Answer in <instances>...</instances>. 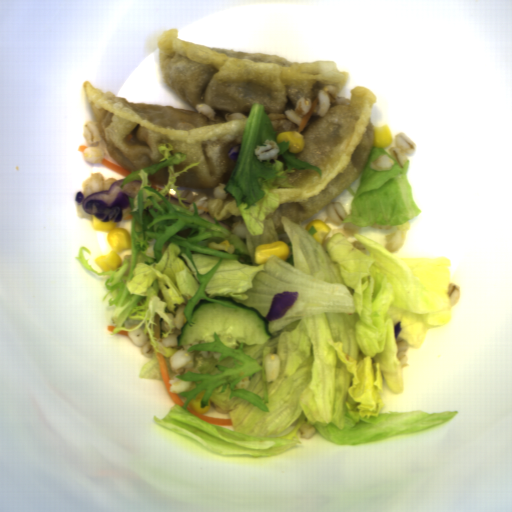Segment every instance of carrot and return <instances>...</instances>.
<instances>
[{
    "label": "carrot",
    "instance_id": "obj_1",
    "mask_svg": "<svg viewBox=\"0 0 512 512\" xmlns=\"http://www.w3.org/2000/svg\"><path fill=\"white\" fill-rule=\"evenodd\" d=\"M156 356H157L158 363H159V366H160V370H161V374H162L164 385L166 387V390H167L171 400L173 402H175L178 406L182 407L185 402L181 399V397L179 395H177L176 393L170 392V387H172V386H171L169 380H171V379H170V376H169L166 360H165L163 354L159 353V352H156Z\"/></svg>",
    "mask_w": 512,
    "mask_h": 512
},
{
    "label": "carrot",
    "instance_id": "obj_2",
    "mask_svg": "<svg viewBox=\"0 0 512 512\" xmlns=\"http://www.w3.org/2000/svg\"><path fill=\"white\" fill-rule=\"evenodd\" d=\"M186 410L189 411L190 413L194 414L195 416H197L198 418H200L204 422L209 423L211 425L227 426V427L228 426H233L232 418H209V417H207L205 415H201V414L195 412L189 406L186 407Z\"/></svg>",
    "mask_w": 512,
    "mask_h": 512
},
{
    "label": "carrot",
    "instance_id": "obj_3",
    "mask_svg": "<svg viewBox=\"0 0 512 512\" xmlns=\"http://www.w3.org/2000/svg\"><path fill=\"white\" fill-rule=\"evenodd\" d=\"M100 163H101V166H103L119 175L125 176V177L130 176L132 173V172L106 160L105 158L101 159Z\"/></svg>",
    "mask_w": 512,
    "mask_h": 512
},
{
    "label": "carrot",
    "instance_id": "obj_4",
    "mask_svg": "<svg viewBox=\"0 0 512 512\" xmlns=\"http://www.w3.org/2000/svg\"><path fill=\"white\" fill-rule=\"evenodd\" d=\"M319 99H318V96L315 100H313L311 102V106L309 108V111L308 113H306L303 117H302V121L297 129V132H299L300 134L302 133V131L304 130V128L306 127L308 121L310 120L311 116L313 115L314 111H315V107L318 103Z\"/></svg>",
    "mask_w": 512,
    "mask_h": 512
},
{
    "label": "carrot",
    "instance_id": "obj_5",
    "mask_svg": "<svg viewBox=\"0 0 512 512\" xmlns=\"http://www.w3.org/2000/svg\"><path fill=\"white\" fill-rule=\"evenodd\" d=\"M150 186L151 188L155 189L156 191H161L163 190L164 186H162L161 184L157 183V182H152L150 183Z\"/></svg>",
    "mask_w": 512,
    "mask_h": 512
},
{
    "label": "carrot",
    "instance_id": "obj_6",
    "mask_svg": "<svg viewBox=\"0 0 512 512\" xmlns=\"http://www.w3.org/2000/svg\"><path fill=\"white\" fill-rule=\"evenodd\" d=\"M116 335H124L129 338V333L127 330H121V331L117 332Z\"/></svg>",
    "mask_w": 512,
    "mask_h": 512
},
{
    "label": "carrot",
    "instance_id": "obj_7",
    "mask_svg": "<svg viewBox=\"0 0 512 512\" xmlns=\"http://www.w3.org/2000/svg\"><path fill=\"white\" fill-rule=\"evenodd\" d=\"M85 148H88L87 146H85L84 144H79L78 146V151H80L82 154L84 153V150Z\"/></svg>",
    "mask_w": 512,
    "mask_h": 512
},
{
    "label": "carrot",
    "instance_id": "obj_8",
    "mask_svg": "<svg viewBox=\"0 0 512 512\" xmlns=\"http://www.w3.org/2000/svg\"><path fill=\"white\" fill-rule=\"evenodd\" d=\"M115 328H116V327H115V326H113V325H108V326H107V330H108L109 332H114Z\"/></svg>",
    "mask_w": 512,
    "mask_h": 512
}]
</instances>
